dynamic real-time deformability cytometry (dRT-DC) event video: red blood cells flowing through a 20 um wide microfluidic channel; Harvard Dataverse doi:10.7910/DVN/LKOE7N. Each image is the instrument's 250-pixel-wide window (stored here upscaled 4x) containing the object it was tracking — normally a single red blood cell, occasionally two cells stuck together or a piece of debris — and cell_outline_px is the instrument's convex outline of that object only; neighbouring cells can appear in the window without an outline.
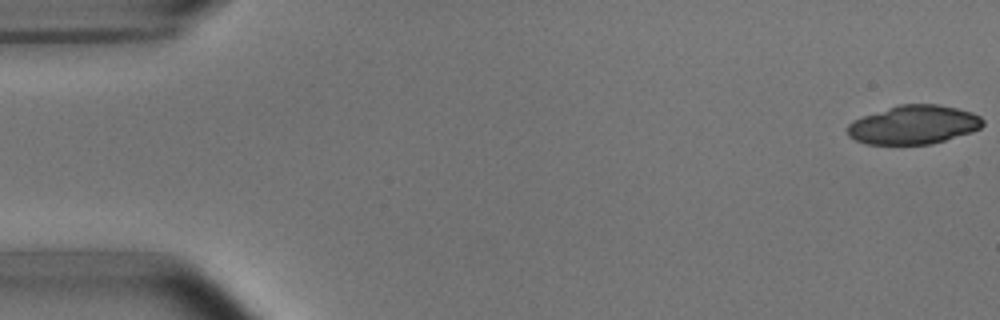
{"species": "common noctule bat (a hibernating species)", "species_latin": "Nyctalus noctula", "temperature_condition": "room temperature", "stored_images_in_passage": 6, "camera_frame_rate_fps": 3000, "um_per_image_px": 0.085, "animal": {"sex": "male", "body_mass_g": 15.6}, "frame": {"image": 1, "passage_image": 1, "time_ms": 0.0, "image_size_px": [1000, 320], "cell_outline_px": [[984, 124], [980, 128], [972, 132], [932, 144], [868, 144], [856, 140], [848, 136], [848, 124], [852, 120], [900, 104], [936, 104], [956, 108], [972, 112], [980, 116], [984, 120]], "centroid_in_image_um": [77.69, 10.61], "position_along_channel_um": 7.3, "area_um2": 30.46}}